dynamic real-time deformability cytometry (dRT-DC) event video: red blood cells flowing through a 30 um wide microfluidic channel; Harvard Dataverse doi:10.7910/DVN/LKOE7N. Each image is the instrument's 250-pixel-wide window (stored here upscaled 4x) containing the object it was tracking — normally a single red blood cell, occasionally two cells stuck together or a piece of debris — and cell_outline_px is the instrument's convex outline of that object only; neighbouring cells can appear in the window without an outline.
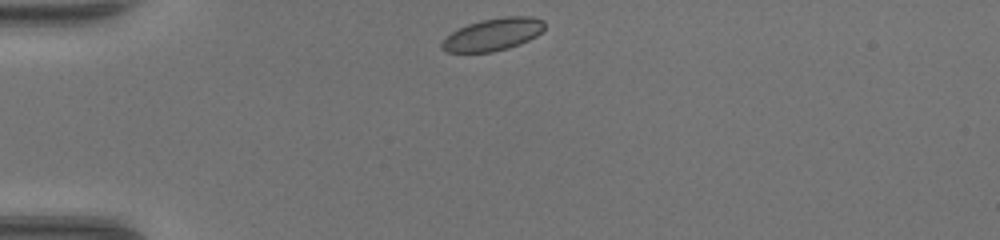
{"species": "common noctule bat (a hibernating species)", "species_latin": "Nyctalus noctula", "temperature_condition": "warm", "stored_images_in_passage": 36, "camera_frame_rate_fps": 3000, "um_per_image_px": 0.085, "animal": {"sex": "female", "body_mass_g": 17.0, "forearm_length_mm": 48.0}, "frame": {"image": 1, "passage_image": 1, "time_ms": 0.0, "image_size_px": [1000, 240], "cell_outline_px": [[544, 28], [536, 36], [520, 44], [508, 48], [492, 52], [448, 52], [440, 48], [440, 44], [452, 32], [468, 24], [480, 20], [504, 16], [532, 16], [544, 20]], "centroid_in_image_um": [41.92, 2.92], "position_along_channel_um": 43.1, "area_um2": 19.31}}
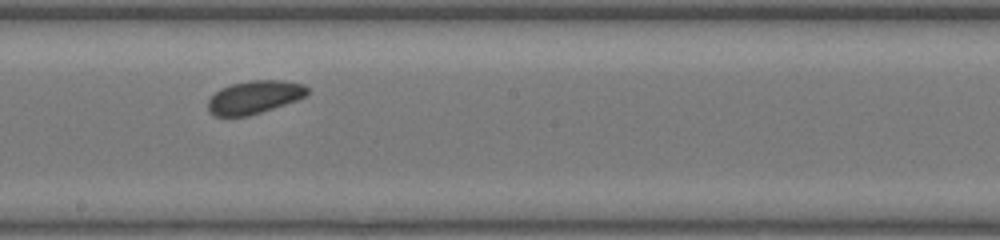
{"frame": {"image": 2, "passage_image": 16, "time_ms": 5.0, "image_size_px": [1000, 240], "cell_outline_px": [[308, 92], [304, 96], [296, 100], [248, 116], [212, 116], [208, 112], [208, 100], [220, 88], [232, 84], [248, 80], [280, 80], [304, 84], [308, 88]], "centroid_in_image_um": [21.58, 8.25], "position_along_channel_um": 226.6, "area_um2": 19.02}}
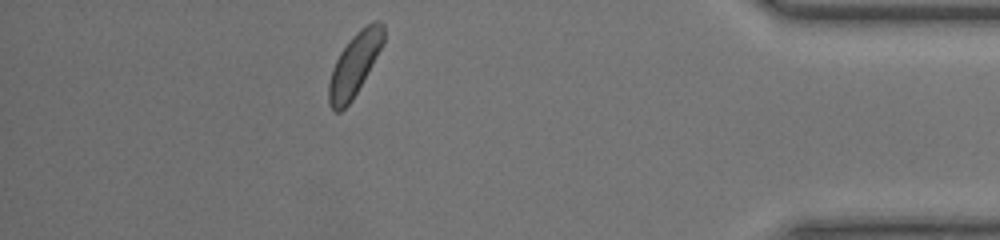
{"frame": {"image": 3, "passage_image": 31, "time_ms": 10.0, "image_size_px": [1000, 240], "cell_outline_px": [[384, 40], [372, 64], [352, 100], [340, 112], [336, 112], [328, 104], [328, 84], [332, 68], [340, 52], [352, 36], [360, 28], [376, 20], [380, 20], [384, 24]], "centroid_in_image_um": [30.11, 5.48], "position_along_channel_um": 405.1, "area_um2": 19.71}}